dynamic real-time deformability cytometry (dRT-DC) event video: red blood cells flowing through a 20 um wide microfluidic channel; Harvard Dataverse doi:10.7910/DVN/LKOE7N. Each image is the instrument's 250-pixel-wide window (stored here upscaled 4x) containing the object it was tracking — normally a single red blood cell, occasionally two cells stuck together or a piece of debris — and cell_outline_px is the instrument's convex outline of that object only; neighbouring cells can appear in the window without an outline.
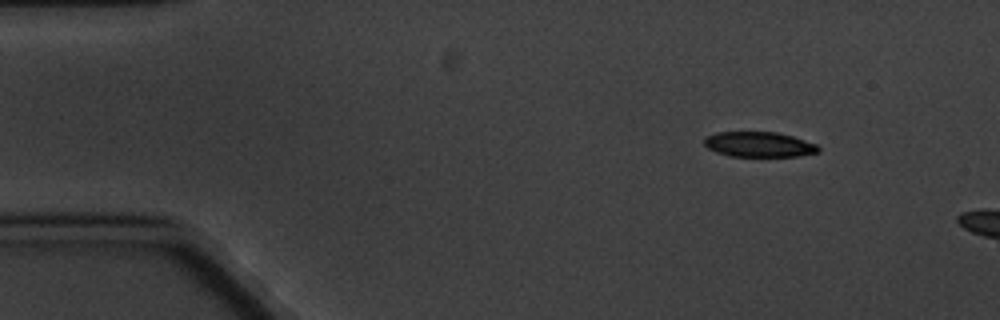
{"species": "common noctule bat (a hibernating species)", "species_latin": "Nyctalus noctula", "temperature_condition": "cold", "stored_images_in_passage": 3, "camera_frame_rate_fps": 3000, "um_per_image_px": 0.085, "animal": {"sex": "male", "body_mass_g": 20.1, "forearm_length_mm": 53.5}, "frame": {"image": 1, "passage_image": 1, "time_ms": 0.0, "image_size_px": [1000, 320], "cell_outline_px": [[820, 148], [816, 152], [796, 156], [728, 156], [716, 152], [708, 148], [704, 144], [704, 136], [716, 132], [776, 132], [792, 136], [816, 144]], "centroid_in_image_um": [64.45, 12.27], "position_along_channel_um": 20.5, "area_um2": 16.65}}